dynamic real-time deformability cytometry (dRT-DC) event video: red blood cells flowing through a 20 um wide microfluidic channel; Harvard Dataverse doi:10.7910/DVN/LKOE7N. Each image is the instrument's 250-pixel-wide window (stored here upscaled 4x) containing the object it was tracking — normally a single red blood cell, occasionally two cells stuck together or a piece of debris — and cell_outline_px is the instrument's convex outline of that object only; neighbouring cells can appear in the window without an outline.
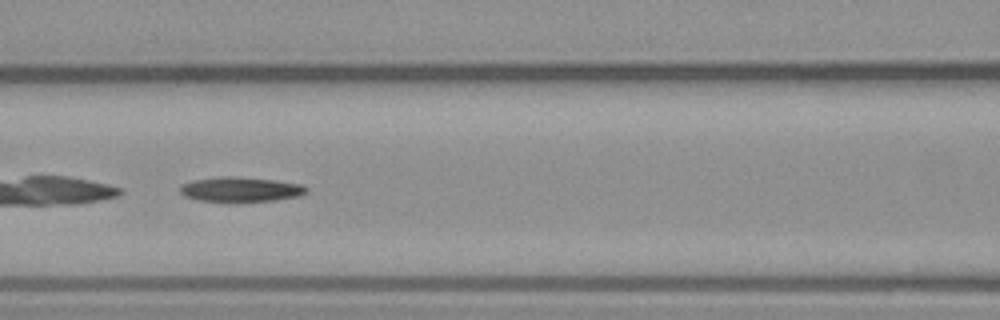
{"species": "common noctule bat (a hibernating species)", "species_latin": "Nyctalus noctula", "temperature_condition": "warm", "stored_images_in_passage": 49, "camera_frame_rate_fps": 3000, "um_per_image_px": 0.085, "animal": {"sex": "male", "body_mass_g": 23.1, "forearm_length_mm": 52.7}, "frame": {"image": 1, "passage_image": 21, "time_ms": 6.667, "image_size_px": [1000, 320], "cell_outline_px": [[308, 192], [300, 196], [276, 200], [200, 200], [184, 196], [180, 192], [180, 188], [184, 184], [192, 180], [216, 176], [236, 176], [276, 180], [304, 184], [308, 188]], "centroid_in_image_um": [20.51, 16.06], "position_along_channel_um": 146.1, "area_um2": 18.03}}
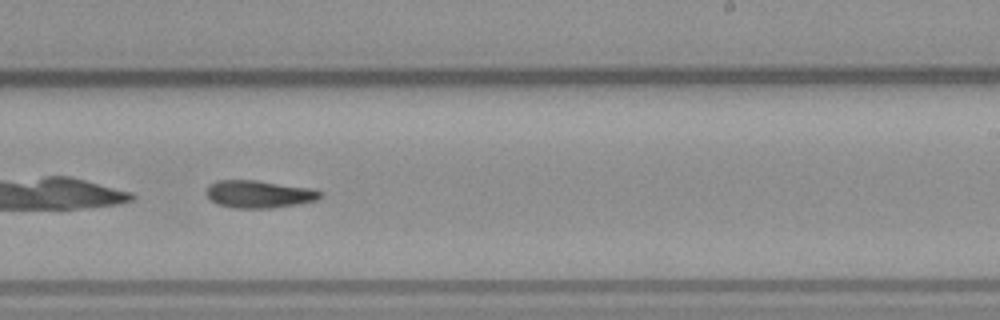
{"frame": {"image": 2, "passage_image": 30, "time_ms": 9.667, "image_size_px": [1000, 320], "cell_outline_px": [[320, 196], [316, 200], [296, 204], [272, 208], [236, 208], [216, 204], [204, 192], [208, 184], [220, 180], [256, 180], [316, 188], [320, 192]], "centroid_in_image_um": [21.99, 16.49], "position_along_channel_um": 267.0, "area_um2": 18.38}}
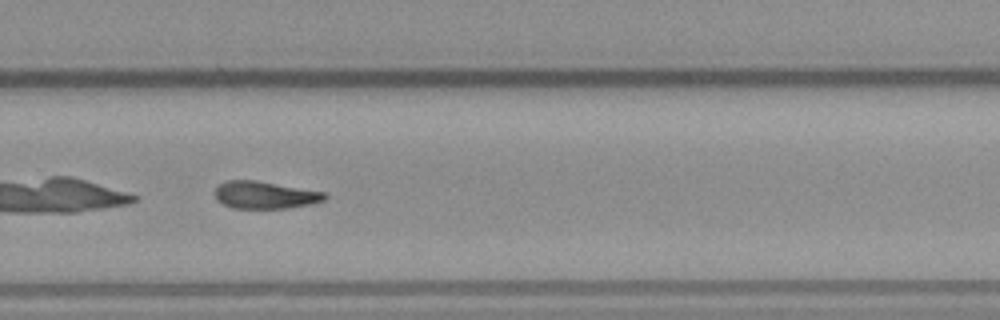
{"frame": {"image": 3, "passage_image": 33, "time_ms": 10.667, "image_size_px": [1000, 320], "cell_outline_px": [[328, 196], [324, 200], [312, 204], [288, 208], [232, 208], [216, 200], [212, 192], [220, 184], [228, 180], [256, 180], [324, 192]], "centroid_in_image_um": [22.49, 16.58], "position_along_channel_um": 307.3, "area_um2": 17.57}}